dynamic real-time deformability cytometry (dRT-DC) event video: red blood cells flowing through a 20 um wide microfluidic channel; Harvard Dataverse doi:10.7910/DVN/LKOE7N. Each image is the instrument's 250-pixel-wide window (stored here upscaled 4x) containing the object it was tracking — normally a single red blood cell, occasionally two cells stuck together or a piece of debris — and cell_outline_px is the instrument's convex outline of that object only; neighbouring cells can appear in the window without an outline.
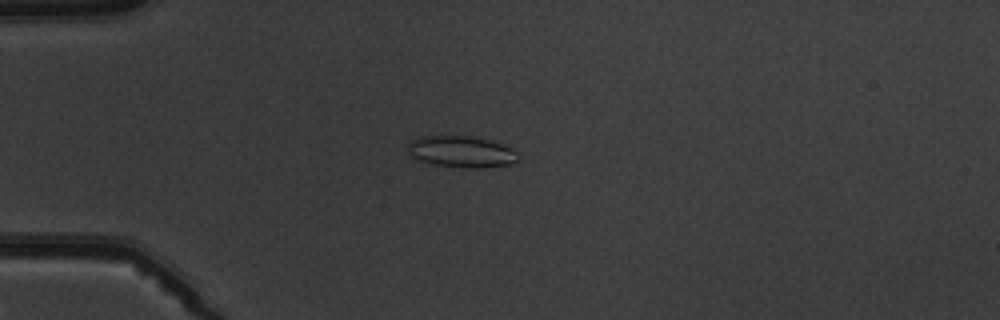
{"species": "common noctule bat (a hibernating species)", "species_latin": "Nyctalus noctula", "temperature_condition": "warm", "stored_images_in_passage": 7, "camera_frame_rate_fps": 3000, "um_per_image_px": 0.085, "animal": {"sex": "male", "body_mass_g": 19.5, "forearm_length_mm": 54.6}, "frame": {"image": 1, "passage_image": 5, "time_ms": 4.333, "image_size_px": [1000, 320], "cell_outline_px": [[520, 156], [512, 164], [488, 168], [468, 168], [432, 164], [420, 160], [412, 156], [408, 152], [408, 144], [412, 140], [420, 136], [468, 136], [488, 140], [512, 148]], "centroid_in_image_um": [39.23, 12.91], "position_along_channel_um": 45.8, "area_um2": 20.17}}
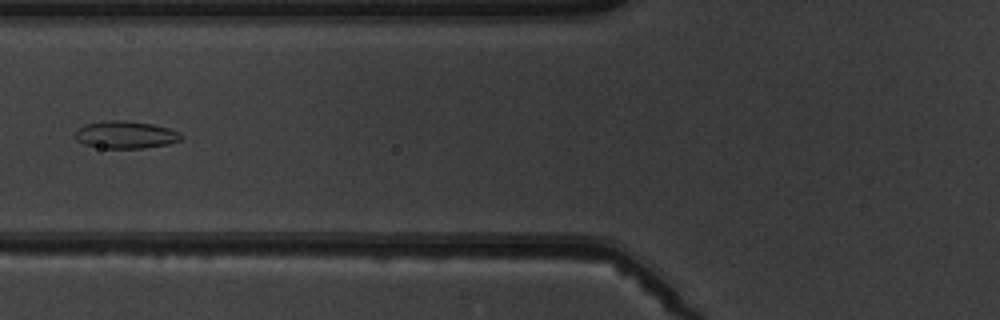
{"frame": {"image": 2, "passage_image": 7, "time_ms": 6.667, "image_size_px": [1000, 320], "cell_outline_px": [[184, 136], [180, 140], [168, 144], [144, 148], [100, 148], [84, 144], [76, 140], [72, 136], [76, 128], [84, 124], [108, 120], [124, 120], [152, 124], [168, 128], [180, 132]], "centroid_in_image_um": [10.62, 11.45], "position_along_channel_um": 115.2, "area_um2": 17.22}}